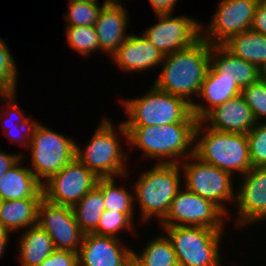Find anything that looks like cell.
<instances>
[{
    "instance_id": "cell-1",
    "label": "cell",
    "mask_w": 266,
    "mask_h": 266,
    "mask_svg": "<svg viewBox=\"0 0 266 266\" xmlns=\"http://www.w3.org/2000/svg\"><path fill=\"white\" fill-rule=\"evenodd\" d=\"M198 119L191 114L180 123L163 126L126 127L131 149L157 164H179L194 155L195 129ZM130 145V146H129Z\"/></svg>"
},
{
    "instance_id": "cell-2",
    "label": "cell",
    "mask_w": 266,
    "mask_h": 266,
    "mask_svg": "<svg viewBox=\"0 0 266 266\" xmlns=\"http://www.w3.org/2000/svg\"><path fill=\"white\" fill-rule=\"evenodd\" d=\"M210 51L211 44L201 37L192 46L164 55L153 84L193 104L210 66Z\"/></svg>"
},
{
    "instance_id": "cell-3",
    "label": "cell",
    "mask_w": 266,
    "mask_h": 266,
    "mask_svg": "<svg viewBox=\"0 0 266 266\" xmlns=\"http://www.w3.org/2000/svg\"><path fill=\"white\" fill-rule=\"evenodd\" d=\"M110 120L112 119L108 116H103L83 149L76 142L75 157L98 178L127 180L129 170L126 164L130 160V155L128 151L122 150L124 148L121 138L123 136L124 142H128V133L123 121L116 128V124Z\"/></svg>"
},
{
    "instance_id": "cell-4",
    "label": "cell",
    "mask_w": 266,
    "mask_h": 266,
    "mask_svg": "<svg viewBox=\"0 0 266 266\" xmlns=\"http://www.w3.org/2000/svg\"><path fill=\"white\" fill-rule=\"evenodd\" d=\"M183 175L179 164H157L138 174L133 182L134 205H139V222L149 220L158 224L168 214L170 205L183 187ZM141 215V216H140Z\"/></svg>"
},
{
    "instance_id": "cell-5",
    "label": "cell",
    "mask_w": 266,
    "mask_h": 266,
    "mask_svg": "<svg viewBox=\"0 0 266 266\" xmlns=\"http://www.w3.org/2000/svg\"><path fill=\"white\" fill-rule=\"evenodd\" d=\"M194 155L233 176L240 177L253 167L247 134L217 131L201 121L195 129Z\"/></svg>"
},
{
    "instance_id": "cell-6",
    "label": "cell",
    "mask_w": 266,
    "mask_h": 266,
    "mask_svg": "<svg viewBox=\"0 0 266 266\" xmlns=\"http://www.w3.org/2000/svg\"><path fill=\"white\" fill-rule=\"evenodd\" d=\"M136 98L121 99L127 120L125 127L163 126L180 123L192 114L186 99L158 89L153 83Z\"/></svg>"
},
{
    "instance_id": "cell-7",
    "label": "cell",
    "mask_w": 266,
    "mask_h": 266,
    "mask_svg": "<svg viewBox=\"0 0 266 266\" xmlns=\"http://www.w3.org/2000/svg\"><path fill=\"white\" fill-rule=\"evenodd\" d=\"M159 228L171 241L177 260L183 266H223L220 246L226 229L196 226Z\"/></svg>"
},
{
    "instance_id": "cell-8",
    "label": "cell",
    "mask_w": 266,
    "mask_h": 266,
    "mask_svg": "<svg viewBox=\"0 0 266 266\" xmlns=\"http://www.w3.org/2000/svg\"><path fill=\"white\" fill-rule=\"evenodd\" d=\"M183 186L218 206L228 218L232 216L226 203L232 206L236 198L233 175L191 155L179 163ZM230 202V203H229ZM232 203V204H231Z\"/></svg>"
},
{
    "instance_id": "cell-9",
    "label": "cell",
    "mask_w": 266,
    "mask_h": 266,
    "mask_svg": "<svg viewBox=\"0 0 266 266\" xmlns=\"http://www.w3.org/2000/svg\"><path fill=\"white\" fill-rule=\"evenodd\" d=\"M28 149L32 156L29 169L44 183L75 158L76 141L40 122Z\"/></svg>"
},
{
    "instance_id": "cell-10",
    "label": "cell",
    "mask_w": 266,
    "mask_h": 266,
    "mask_svg": "<svg viewBox=\"0 0 266 266\" xmlns=\"http://www.w3.org/2000/svg\"><path fill=\"white\" fill-rule=\"evenodd\" d=\"M228 216L211 201L187 190L184 186L171 202L161 227L196 226L227 229Z\"/></svg>"
},
{
    "instance_id": "cell-11",
    "label": "cell",
    "mask_w": 266,
    "mask_h": 266,
    "mask_svg": "<svg viewBox=\"0 0 266 266\" xmlns=\"http://www.w3.org/2000/svg\"><path fill=\"white\" fill-rule=\"evenodd\" d=\"M259 0H219L210 22L201 24V37L222 45L230 37L251 30Z\"/></svg>"
},
{
    "instance_id": "cell-12",
    "label": "cell",
    "mask_w": 266,
    "mask_h": 266,
    "mask_svg": "<svg viewBox=\"0 0 266 266\" xmlns=\"http://www.w3.org/2000/svg\"><path fill=\"white\" fill-rule=\"evenodd\" d=\"M98 179L75 157L42 183L43 198L52 203L73 207L96 186Z\"/></svg>"
},
{
    "instance_id": "cell-13",
    "label": "cell",
    "mask_w": 266,
    "mask_h": 266,
    "mask_svg": "<svg viewBox=\"0 0 266 266\" xmlns=\"http://www.w3.org/2000/svg\"><path fill=\"white\" fill-rule=\"evenodd\" d=\"M155 16L157 22L146 28L142 35L163 55L192 46L201 38L202 23L192 16H173V12Z\"/></svg>"
},
{
    "instance_id": "cell-14",
    "label": "cell",
    "mask_w": 266,
    "mask_h": 266,
    "mask_svg": "<svg viewBox=\"0 0 266 266\" xmlns=\"http://www.w3.org/2000/svg\"><path fill=\"white\" fill-rule=\"evenodd\" d=\"M240 179L234 203L237 215L233 218L237 231L266 222V167H252Z\"/></svg>"
},
{
    "instance_id": "cell-15",
    "label": "cell",
    "mask_w": 266,
    "mask_h": 266,
    "mask_svg": "<svg viewBox=\"0 0 266 266\" xmlns=\"http://www.w3.org/2000/svg\"><path fill=\"white\" fill-rule=\"evenodd\" d=\"M37 224L48 233L55 249L78 253L84 233L76 222L72 207L43 198L39 203Z\"/></svg>"
},
{
    "instance_id": "cell-16",
    "label": "cell",
    "mask_w": 266,
    "mask_h": 266,
    "mask_svg": "<svg viewBox=\"0 0 266 266\" xmlns=\"http://www.w3.org/2000/svg\"><path fill=\"white\" fill-rule=\"evenodd\" d=\"M124 243V239L86 233L78 251V265L124 266L133 253V248Z\"/></svg>"
},
{
    "instance_id": "cell-17",
    "label": "cell",
    "mask_w": 266,
    "mask_h": 266,
    "mask_svg": "<svg viewBox=\"0 0 266 266\" xmlns=\"http://www.w3.org/2000/svg\"><path fill=\"white\" fill-rule=\"evenodd\" d=\"M128 9L120 0H109L100 10L94 24L98 35L99 52L110 57L128 38Z\"/></svg>"
},
{
    "instance_id": "cell-18",
    "label": "cell",
    "mask_w": 266,
    "mask_h": 266,
    "mask_svg": "<svg viewBox=\"0 0 266 266\" xmlns=\"http://www.w3.org/2000/svg\"><path fill=\"white\" fill-rule=\"evenodd\" d=\"M110 58L113 64L117 65V69L133 74L149 72L151 68L161 66L164 55L143 35L131 32Z\"/></svg>"
},
{
    "instance_id": "cell-19",
    "label": "cell",
    "mask_w": 266,
    "mask_h": 266,
    "mask_svg": "<svg viewBox=\"0 0 266 266\" xmlns=\"http://www.w3.org/2000/svg\"><path fill=\"white\" fill-rule=\"evenodd\" d=\"M200 121L210 129L244 134L249 133L257 124L251 108L241 94L216 106Z\"/></svg>"
},
{
    "instance_id": "cell-20",
    "label": "cell",
    "mask_w": 266,
    "mask_h": 266,
    "mask_svg": "<svg viewBox=\"0 0 266 266\" xmlns=\"http://www.w3.org/2000/svg\"><path fill=\"white\" fill-rule=\"evenodd\" d=\"M16 94L17 92L0 93V100L3 102V106H6L0 108V111L3 112V115L0 112L1 128L4 130L5 136L12 143L19 145L22 149L26 147V150H28L30 140L34 136L35 130L40 122L37 119L25 115L24 109L20 108L16 102V97H18Z\"/></svg>"
},
{
    "instance_id": "cell-21",
    "label": "cell",
    "mask_w": 266,
    "mask_h": 266,
    "mask_svg": "<svg viewBox=\"0 0 266 266\" xmlns=\"http://www.w3.org/2000/svg\"><path fill=\"white\" fill-rule=\"evenodd\" d=\"M241 88L231 79L220 76L209 66L205 79L201 85L198 98L203 101L198 103L195 99L192 104V114L200 121L209 111L222 105L231 98L241 94ZM204 103V104H203Z\"/></svg>"
},
{
    "instance_id": "cell-22",
    "label": "cell",
    "mask_w": 266,
    "mask_h": 266,
    "mask_svg": "<svg viewBox=\"0 0 266 266\" xmlns=\"http://www.w3.org/2000/svg\"><path fill=\"white\" fill-rule=\"evenodd\" d=\"M210 66L220 76L236 82L241 89L263 77L257 66L234 56L222 45H211Z\"/></svg>"
},
{
    "instance_id": "cell-23",
    "label": "cell",
    "mask_w": 266,
    "mask_h": 266,
    "mask_svg": "<svg viewBox=\"0 0 266 266\" xmlns=\"http://www.w3.org/2000/svg\"><path fill=\"white\" fill-rule=\"evenodd\" d=\"M24 155L0 178V198L2 201L43 198L42 183L29 167H24L22 164Z\"/></svg>"
},
{
    "instance_id": "cell-24",
    "label": "cell",
    "mask_w": 266,
    "mask_h": 266,
    "mask_svg": "<svg viewBox=\"0 0 266 266\" xmlns=\"http://www.w3.org/2000/svg\"><path fill=\"white\" fill-rule=\"evenodd\" d=\"M43 198H25L2 201L0 206V228L17 232L34 226L38 221L39 203Z\"/></svg>"
},
{
    "instance_id": "cell-25",
    "label": "cell",
    "mask_w": 266,
    "mask_h": 266,
    "mask_svg": "<svg viewBox=\"0 0 266 266\" xmlns=\"http://www.w3.org/2000/svg\"><path fill=\"white\" fill-rule=\"evenodd\" d=\"M20 235L17 247L21 266H37L55 250L52 239L38 224L25 229Z\"/></svg>"
},
{
    "instance_id": "cell-26",
    "label": "cell",
    "mask_w": 266,
    "mask_h": 266,
    "mask_svg": "<svg viewBox=\"0 0 266 266\" xmlns=\"http://www.w3.org/2000/svg\"><path fill=\"white\" fill-rule=\"evenodd\" d=\"M231 54L266 70V36L252 30L230 37L222 44Z\"/></svg>"
},
{
    "instance_id": "cell-27",
    "label": "cell",
    "mask_w": 266,
    "mask_h": 266,
    "mask_svg": "<svg viewBox=\"0 0 266 266\" xmlns=\"http://www.w3.org/2000/svg\"><path fill=\"white\" fill-rule=\"evenodd\" d=\"M76 222L84 234L97 229L99 219L105 211L102 192L95 186L72 207Z\"/></svg>"
},
{
    "instance_id": "cell-28",
    "label": "cell",
    "mask_w": 266,
    "mask_h": 266,
    "mask_svg": "<svg viewBox=\"0 0 266 266\" xmlns=\"http://www.w3.org/2000/svg\"><path fill=\"white\" fill-rule=\"evenodd\" d=\"M118 178H99L96 187L102 192L105 210L136 213L134 205V192L123 185H117Z\"/></svg>"
},
{
    "instance_id": "cell-29",
    "label": "cell",
    "mask_w": 266,
    "mask_h": 266,
    "mask_svg": "<svg viewBox=\"0 0 266 266\" xmlns=\"http://www.w3.org/2000/svg\"><path fill=\"white\" fill-rule=\"evenodd\" d=\"M159 233L138 254L133 248V254L143 266H168L178 261L171 241L164 233Z\"/></svg>"
},
{
    "instance_id": "cell-30",
    "label": "cell",
    "mask_w": 266,
    "mask_h": 266,
    "mask_svg": "<svg viewBox=\"0 0 266 266\" xmlns=\"http://www.w3.org/2000/svg\"><path fill=\"white\" fill-rule=\"evenodd\" d=\"M64 32L67 37L66 45L85 59L99 51L98 35L94 26L66 27Z\"/></svg>"
},
{
    "instance_id": "cell-31",
    "label": "cell",
    "mask_w": 266,
    "mask_h": 266,
    "mask_svg": "<svg viewBox=\"0 0 266 266\" xmlns=\"http://www.w3.org/2000/svg\"><path fill=\"white\" fill-rule=\"evenodd\" d=\"M135 214L105 210L99 219L97 229L93 232L98 235L120 238L123 231L136 232ZM134 226V227H133ZM132 230V231H131Z\"/></svg>"
},
{
    "instance_id": "cell-32",
    "label": "cell",
    "mask_w": 266,
    "mask_h": 266,
    "mask_svg": "<svg viewBox=\"0 0 266 266\" xmlns=\"http://www.w3.org/2000/svg\"><path fill=\"white\" fill-rule=\"evenodd\" d=\"M109 0L98 2H69L68 13L63 14L66 27L94 26L100 10Z\"/></svg>"
},
{
    "instance_id": "cell-33",
    "label": "cell",
    "mask_w": 266,
    "mask_h": 266,
    "mask_svg": "<svg viewBox=\"0 0 266 266\" xmlns=\"http://www.w3.org/2000/svg\"><path fill=\"white\" fill-rule=\"evenodd\" d=\"M5 41L0 37V93L17 92L18 66Z\"/></svg>"
},
{
    "instance_id": "cell-34",
    "label": "cell",
    "mask_w": 266,
    "mask_h": 266,
    "mask_svg": "<svg viewBox=\"0 0 266 266\" xmlns=\"http://www.w3.org/2000/svg\"><path fill=\"white\" fill-rule=\"evenodd\" d=\"M241 95L251 108L256 122L266 123V79L261 77L257 82L244 87Z\"/></svg>"
},
{
    "instance_id": "cell-35",
    "label": "cell",
    "mask_w": 266,
    "mask_h": 266,
    "mask_svg": "<svg viewBox=\"0 0 266 266\" xmlns=\"http://www.w3.org/2000/svg\"><path fill=\"white\" fill-rule=\"evenodd\" d=\"M249 156L253 167H266V123H257L247 133Z\"/></svg>"
},
{
    "instance_id": "cell-36",
    "label": "cell",
    "mask_w": 266,
    "mask_h": 266,
    "mask_svg": "<svg viewBox=\"0 0 266 266\" xmlns=\"http://www.w3.org/2000/svg\"><path fill=\"white\" fill-rule=\"evenodd\" d=\"M37 266H78V253L69 250L55 249Z\"/></svg>"
},
{
    "instance_id": "cell-37",
    "label": "cell",
    "mask_w": 266,
    "mask_h": 266,
    "mask_svg": "<svg viewBox=\"0 0 266 266\" xmlns=\"http://www.w3.org/2000/svg\"><path fill=\"white\" fill-rule=\"evenodd\" d=\"M251 30L266 36V1L258 3Z\"/></svg>"
},
{
    "instance_id": "cell-38",
    "label": "cell",
    "mask_w": 266,
    "mask_h": 266,
    "mask_svg": "<svg viewBox=\"0 0 266 266\" xmlns=\"http://www.w3.org/2000/svg\"><path fill=\"white\" fill-rule=\"evenodd\" d=\"M22 155L23 152L8 154L0 148V178L22 158Z\"/></svg>"
},
{
    "instance_id": "cell-39",
    "label": "cell",
    "mask_w": 266,
    "mask_h": 266,
    "mask_svg": "<svg viewBox=\"0 0 266 266\" xmlns=\"http://www.w3.org/2000/svg\"><path fill=\"white\" fill-rule=\"evenodd\" d=\"M178 0H148L155 14L172 13Z\"/></svg>"
},
{
    "instance_id": "cell-40",
    "label": "cell",
    "mask_w": 266,
    "mask_h": 266,
    "mask_svg": "<svg viewBox=\"0 0 266 266\" xmlns=\"http://www.w3.org/2000/svg\"><path fill=\"white\" fill-rule=\"evenodd\" d=\"M11 235V232L0 228V259L6 251L5 249L9 243Z\"/></svg>"
},
{
    "instance_id": "cell-41",
    "label": "cell",
    "mask_w": 266,
    "mask_h": 266,
    "mask_svg": "<svg viewBox=\"0 0 266 266\" xmlns=\"http://www.w3.org/2000/svg\"><path fill=\"white\" fill-rule=\"evenodd\" d=\"M124 266H143V264L132 253L131 256L125 261Z\"/></svg>"
},
{
    "instance_id": "cell-42",
    "label": "cell",
    "mask_w": 266,
    "mask_h": 266,
    "mask_svg": "<svg viewBox=\"0 0 266 266\" xmlns=\"http://www.w3.org/2000/svg\"><path fill=\"white\" fill-rule=\"evenodd\" d=\"M99 0H69V2H97Z\"/></svg>"
},
{
    "instance_id": "cell-43",
    "label": "cell",
    "mask_w": 266,
    "mask_h": 266,
    "mask_svg": "<svg viewBox=\"0 0 266 266\" xmlns=\"http://www.w3.org/2000/svg\"><path fill=\"white\" fill-rule=\"evenodd\" d=\"M168 266H183L179 261L173 263V264H170Z\"/></svg>"
},
{
    "instance_id": "cell-44",
    "label": "cell",
    "mask_w": 266,
    "mask_h": 266,
    "mask_svg": "<svg viewBox=\"0 0 266 266\" xmlns=\"http://www.w3.org/2000/svg\"><path fill=\"white\" fill-rule=\"evenodd\" d=\"M263 77L266 79V70L263 72Z\"/></svg>"
}]
</instances>
